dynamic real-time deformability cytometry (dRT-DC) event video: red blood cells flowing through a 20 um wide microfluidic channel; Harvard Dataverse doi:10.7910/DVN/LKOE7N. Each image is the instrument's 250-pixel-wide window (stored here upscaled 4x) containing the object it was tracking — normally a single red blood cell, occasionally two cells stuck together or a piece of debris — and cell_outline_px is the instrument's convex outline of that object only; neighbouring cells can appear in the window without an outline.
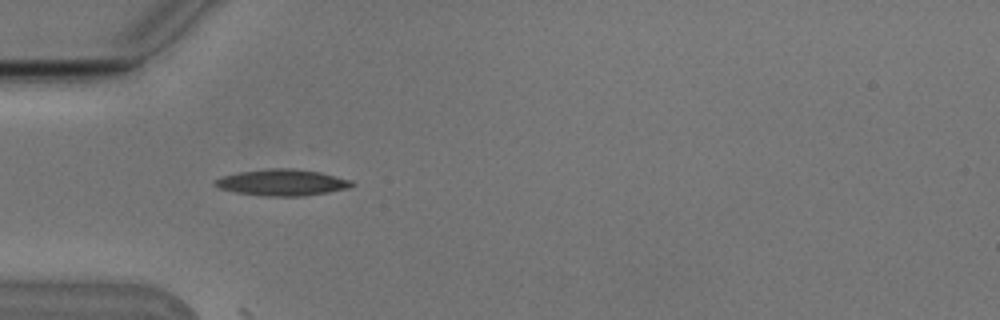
{"species": "Egyptian fruit bat (a non-hibernating species)", "species_latin": "Rousettus aegyptiacus", "temperature_condition": "cold", "stored_images_in_passage": 2, "camera_frame_rate_fps": 3000, "um_per_image_px": 0.085, "animal": {"sex": "male"}, "frame": {"image": 1, "passage_image": 1, "time_ms": 0.0, "image_size_px": [1000, 320], "cell_outline_px": [[356, 184], [348, 188], [328, 192], [304, 196], [260, 196], [236, 192], [216, 188], [212, 184], [212, 180], [224, 176], [240, 172], [272, 168], [292, 168], [320, 172], [352, 180]], "centroid_in_image_um": [23.96, 15.52], "position_along_channel_um": 61.0, "area_um2": 21.15}}